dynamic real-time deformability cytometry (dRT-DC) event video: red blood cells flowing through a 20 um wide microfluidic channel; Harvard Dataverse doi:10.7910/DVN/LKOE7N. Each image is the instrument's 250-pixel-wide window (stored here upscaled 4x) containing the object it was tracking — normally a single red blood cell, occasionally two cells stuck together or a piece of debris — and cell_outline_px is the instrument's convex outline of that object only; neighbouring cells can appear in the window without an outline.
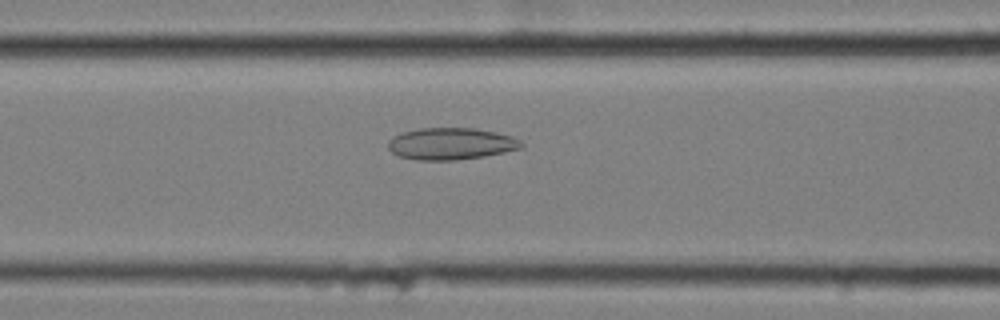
{"species": "common noctule bat (a hibernating species)", "species_latin": "Nyctalus noctula", "temperature_condition": "cold", "stored_images_in_passage": 15, "camera_frame_rate_fps": 3000, "um_per_image_px": 0.085, "animal": {"sex": "female", "body_mass_g": 25.1}, "frame": {"image": 1, "passage_image": 13, "time_ms": 4.0, "image_size_px": [1000, 320], "cell_outline_px": [[524, 148], [484, 156], [456, 160], [416, 160], [400, 156], [392, 152], [388, 148], [388, 140], [392, 136], [404, 132], [420, 128], [476, 128], [496, 132], [512, 136], [520, 140], [524, 144]], "centroid_in_image_um": [38.35, 12.21], "position_along_channel_um": 128.2, "area_um2": 24.85}}